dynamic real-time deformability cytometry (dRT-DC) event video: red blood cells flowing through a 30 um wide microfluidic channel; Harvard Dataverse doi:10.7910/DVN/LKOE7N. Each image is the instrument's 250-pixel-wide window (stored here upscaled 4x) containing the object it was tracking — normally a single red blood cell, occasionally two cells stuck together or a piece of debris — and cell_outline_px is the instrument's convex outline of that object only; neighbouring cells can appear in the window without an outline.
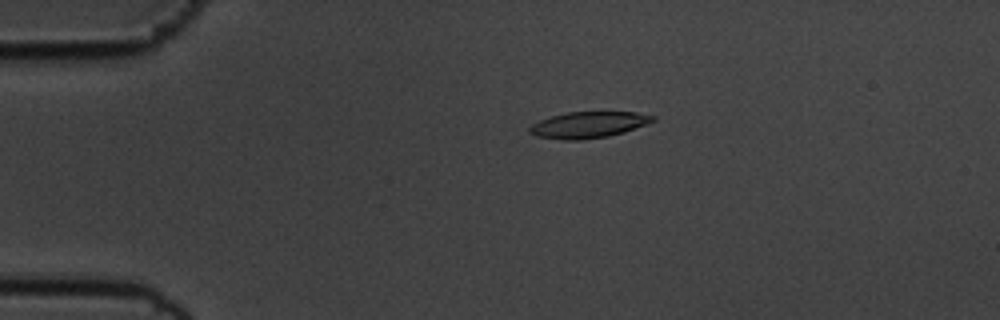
{"species": "common noctule bat (a hibernating species)", "species_latin": "Nyctalus noctula", "temperature_condition": "cold", "stored_images_in_passage": 47, "camera_frame_rate_fps": 3000, "um_per_image_px": 0.085, "animal": {"sex": "male", "body_mass_g": 19.5, "forearm_length_mm": 54.6}, "frame": {"image": 1, "passage_image": 2, "time_ms": 0.333, "image_size_px": [1000, 320], "cell_outline_px": [[656, 120], [624, 132], [608, 136], [584, 140], [564, 140], [536, 136], [528, 132], [528, 128], [532, 124], [540, 120], [552, 116], [568, 112], [636, 112], [656, 116]], "centroid_in_image_um": [50.01, 10.61], "position_along_channel_um": 35.0, "area_um2": 18.84}}
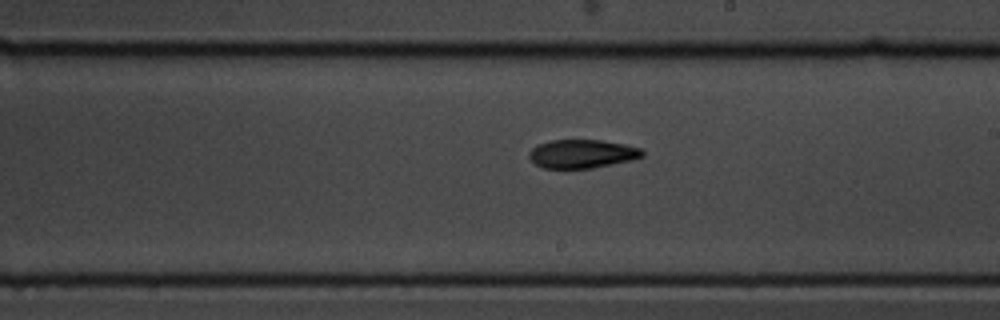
{"frame": {"image": 2, "passage_image": 23, "time_ms": 7.333, "image_size_px": [1000, 320], "cell_outline_px": [[644, 156], [632, 160], [592, 168], [544, 168], [536, 164], [528, 156], [528, 152], [536, 144], [548, 140], [600, 140], [624, 144], [640, 148], [644, 152]], "centroid_in_image_um": [49.46, 13.06], "position_along_channel_um": 239.5, "area_um2": 18.9}}
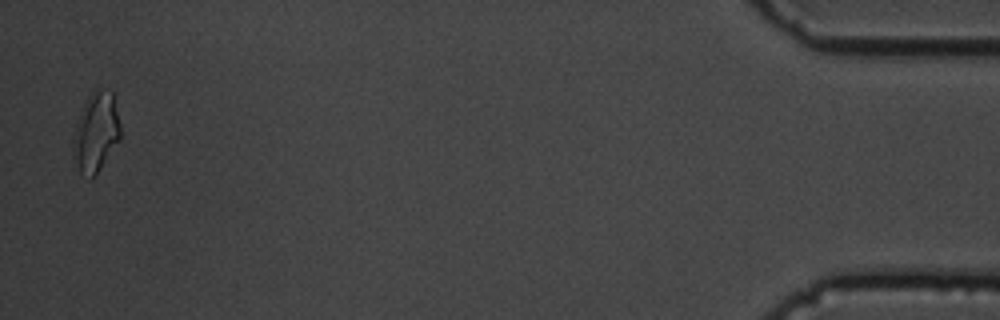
{"frame": {"image": 3, "passage_image": 46, "time_ms": 15.0, "image_size_px": [1000, 320], "cell_outline_px": [[120, 140], [100, 168], [88, 180], [80, 172], [72, 156], [72, 140], [76, 124], [80, 112], [88, 96], [96, 88], [112, 92], [120, 124]], "centroid_in_image_um": [8.13, 11.25], "position_along_channel_um": 427.1, "area_um2": 21.79}, "authors_computed_cell_mechanics": {"area_um2": 19.1318, "velocity_mm_per_s": 3.5391, "shape_relaxation_time_tau1_ms": 3.8968, "shape_relaxation_time_tau2_ms": null, "deformation_change_tau1": 0.1376, "deformation_change_tau2": null}}